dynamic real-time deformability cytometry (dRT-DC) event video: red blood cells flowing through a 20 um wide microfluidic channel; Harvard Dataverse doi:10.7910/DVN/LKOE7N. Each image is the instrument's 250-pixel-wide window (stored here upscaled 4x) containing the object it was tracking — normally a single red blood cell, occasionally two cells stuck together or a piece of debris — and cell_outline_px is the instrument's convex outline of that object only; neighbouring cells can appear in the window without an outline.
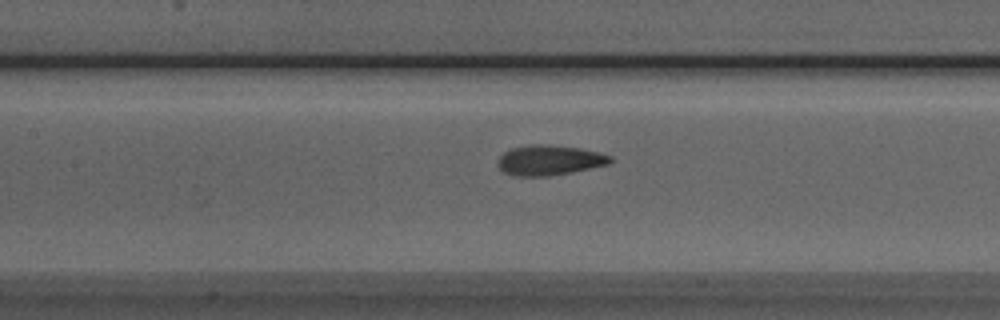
{"species": "Egyptian fruit bat (a non-hibernating species)", "species_latin": "Rousettus aegyptiacus", "temperature_condition": "room temperature", "stored_images_in_passage": 36, "camera_frame_rate_fps": 3000, "um_per_image_px": 0.085, "animal": {"sex": "male"}, "frame": {"image": 1, "passage_image": 14, "time_ms": 4.333, "image_size_px": [1000, 320], "cell_outline_px": [[612, 160], [608, 164], [572, 172], [548, 176], [512, 176], [504, 172], [496, 164], [496, 160], [504, 152], [512, 148], [532, 144], [544, 144], [580, 148], [600, 152], [612, 156]], "centroid_in_image_um": [46.67, 13.62], "position_along_channel_um": 160.7, "area_um2": 19.83}}
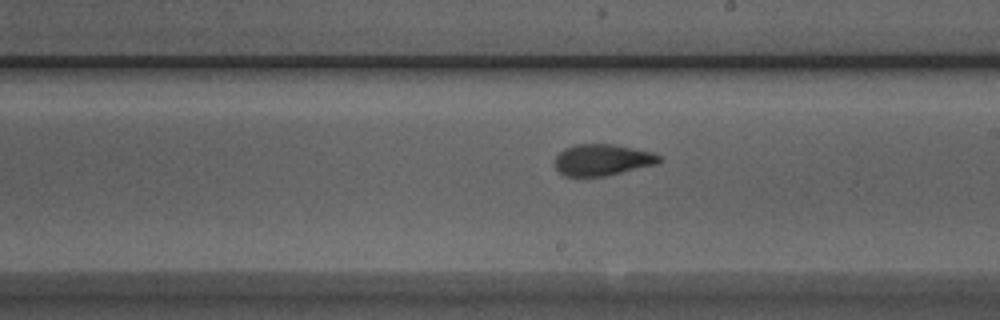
{"frame": {"image": 2, "passage_image": 20, "time_ms": 6.333, "image_size_px": [1000, 320], "cell_outline_px": [[660, 164], [604, 176], [564, 176], [556, 168], [556, 156], [564, 148], [576, 144], [612, 144], [652, 152], [660, 156]], "centroid_in_image_um": [51.22, 13.59], "position_along_channel_um": 237.8, "area_um2": 19.02}}
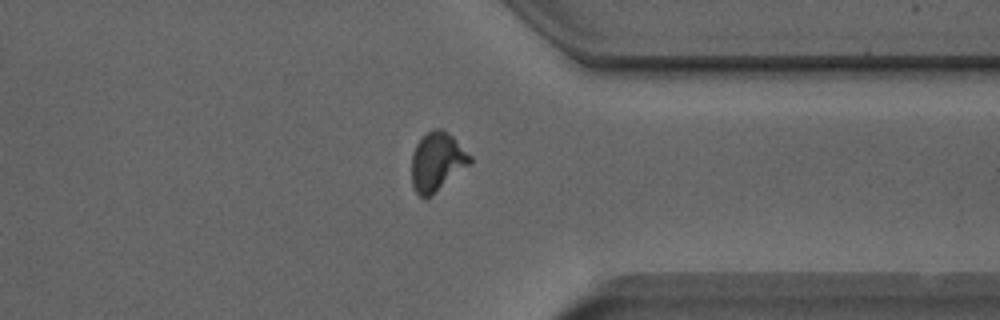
{"frame": {"image": 3, "passage_image": 31, "time_ms": 10.0, "image_size_px": [1000, 320], "cell_outline_px": [[472, 164], [432, 196], [424, 200], [416, 192], [412, 184], [412, 152], [416, 144], [428, 132], [436, 128], [440, 128], [448, 132], [472, 156]], "centroid_in_image_um": [37.17, 13.78], "position_along_channel_um": 374.2, "area_um2": 20.29}, "authors_computed_cell_mechanics": {"area_um2": 19.6231, "velocity_mm_per_s": 3.8746, "shape_relaxation_time_tau1_ms": 8.9377, "shape_relaxation_time_tau2_ms": 1.5947, "deformation_change_tau1": 0.2142, "deformation_change_tau2": 0.0648}}